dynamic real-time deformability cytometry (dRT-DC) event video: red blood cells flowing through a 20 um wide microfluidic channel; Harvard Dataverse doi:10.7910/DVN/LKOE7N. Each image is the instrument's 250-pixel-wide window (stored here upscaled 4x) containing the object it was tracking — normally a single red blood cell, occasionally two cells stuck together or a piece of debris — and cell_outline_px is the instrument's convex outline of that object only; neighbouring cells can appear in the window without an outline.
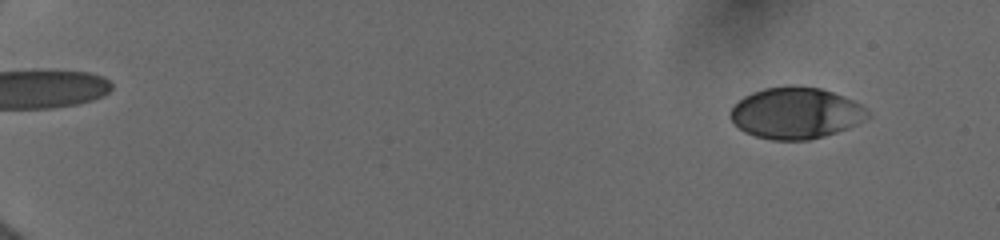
{"species": "human", "species_latin": "Homo sapiens", "temperature_condition": "cold", "stored_images_in_passage": 9, "camera_frame_rate_fps": 3000, "um_per_image_px": 0.085, "donor": {"sex": "female"}, "frame": {"image": 1, "passage_image": 2, "time_ms": 0.667, "image_size_px": [1000, 240], "cell_outline_px": [[872, 116], [848, 128], [824, 136], [808, 140], [772, 140], [756, 136], [744, 132], [728, 116], [728, 112], [744, 96], [752, 92], [764, 88], [784, 84], [796, 84], [820, 88], [844, 96], [868, 108]], "centroid_in_image_um": [67.66, 9.59], "position_along_channel_um": 17.3, "area_um2": 41.56}}
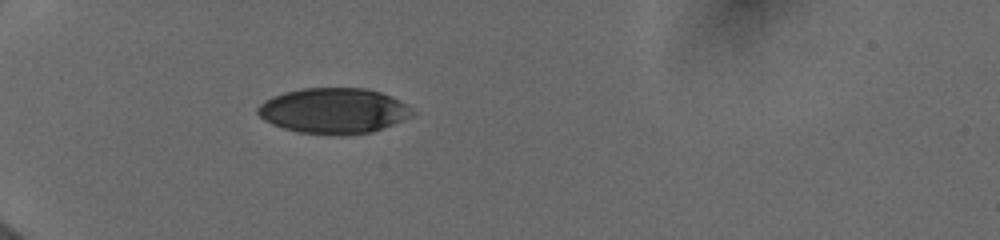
{"frame": {"image": 2, "passage_image": 7, "time_ms": 5.333, "image_size_px": [1000, 240], "cell_outline_px": [[412, 112], [408, 116], [392, 124], [372, 132], [296, 132], [272, 124], [264, 120], [256, 112], [256, 108], [264, 100], [272, 96], [284, 92], [300, 88], [364, 88], [380, 92], [404, 104]], "centroid_in_image_um": [28.24, 9.37], "position_along_channel_um": 56.8, "area_um2": 39.54}}
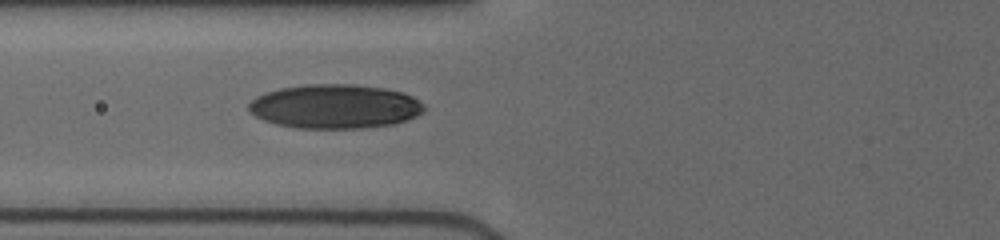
{"frame": {"image": 3, "passage_image": 9, "time_ms": 7.0, "image_size_px": [1000, 240], "cell_outline_px": [[424, 112], [408, 120], [392, 124], [364, 128], [296, 128], [276, 124], [264, 120], [248, 112], [248, 104], [256, 96], [280, 88], [308, 84], [352, 84], [384, 88], [400, 92], [412, 96], [424, 104]], "centroid_in_image_um": [28.46, 9.05], "position_along_channel_um": 97.3, "area_um2": 45.14}}